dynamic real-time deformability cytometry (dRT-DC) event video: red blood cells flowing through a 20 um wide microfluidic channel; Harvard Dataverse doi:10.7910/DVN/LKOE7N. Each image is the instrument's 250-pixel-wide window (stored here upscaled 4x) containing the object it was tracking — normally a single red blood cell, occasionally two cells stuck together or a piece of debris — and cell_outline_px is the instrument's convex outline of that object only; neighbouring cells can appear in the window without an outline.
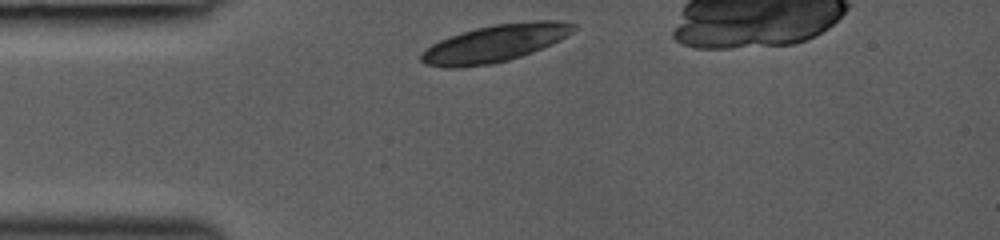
{"species": "common noctule bat (a hibernating species)", "species_latin": "Nyctalus noctula", "temperature_condition": "room temperature", "stored_images_in_passage": 2, "camera_frame_rate_fps": 3000, "um_per_image_px": 0.085, "animal": {"sex": "female", "body_mass_g": 19.0, "forearm_length_mm": 53.3}, "frame": {"image": 1, "passage_image": 1, "time_ms": 0.0, "image_size_px": [1000, 240], "cell_outline_px": [[576, 28], [572, 32], [560, 40], [552, 44], [532, 52], [508, 60], [492, 64], [464, 68], [444, 68], [424, 64], [420, 60], [420, 52], [432, 44], [440, 40], [476, 28], [496, 24], [532, 20], [560, 20], [576, 24]], "centroid_in_image_um": [42.07, 3.69], "position_along_channel_um": 42.9, "area_um2": 33.23}}